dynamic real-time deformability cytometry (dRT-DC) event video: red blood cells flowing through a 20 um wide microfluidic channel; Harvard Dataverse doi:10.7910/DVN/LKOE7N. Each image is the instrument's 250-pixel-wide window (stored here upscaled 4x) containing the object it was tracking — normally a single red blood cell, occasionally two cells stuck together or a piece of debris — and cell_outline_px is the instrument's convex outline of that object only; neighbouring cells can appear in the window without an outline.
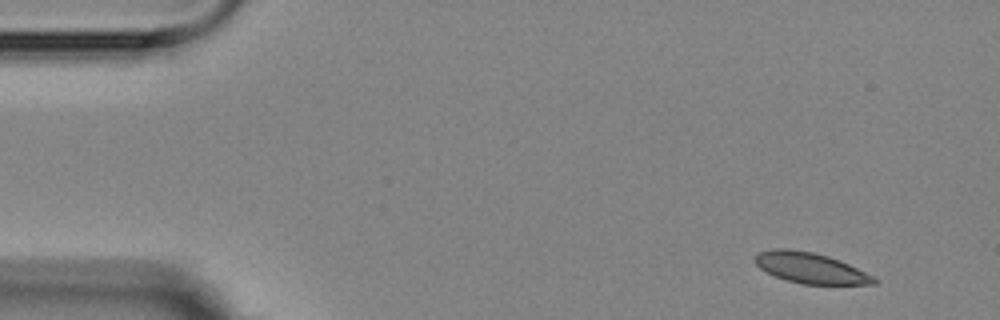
{"species": "Egyptian fruit bat (a non-hibernating species)", "species_latin": "Rousettus aegyptiacus", "temperature_condition": "room temperature", "stored_images_in_passage": 4, "camera_frame_rate_fps": 3000, "um_per_image_px": 0.085, "animal": {"sex": "female"}, "frame": {"image": 1, "passage_image": 1, "time_ms": 0.0, "image_size_px": [1000, 320], "cell_outline_px": [[880, 280], [876, 284], [804, 284], [788, 280], [776, 276], [760, 268], [752, 260], [752, 256], [756, 252], [772, 248], [788, 248], [812, 252], [828, 256], [848, 264]], "centroid_in_image_um": [68.82, 22.75], "position_along_channel_um": 16.2, "area_um2": 21.21}}
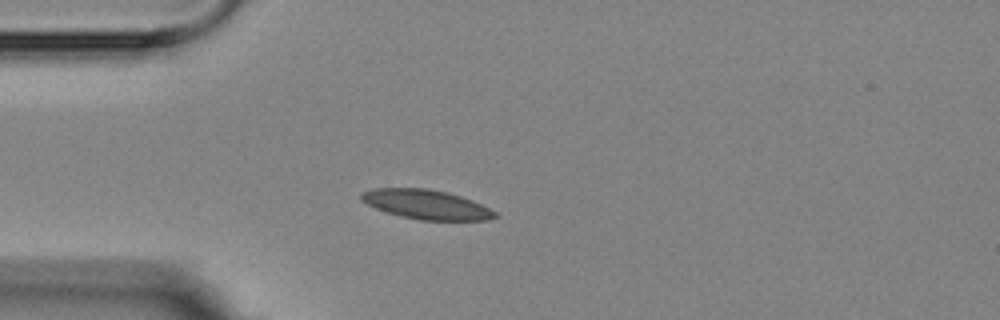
{"frame": {"image": 2, "passage_image": 4, "time_ms": 3.333, "image_size_px": [1000, 320], "cell_outline_px": [[500, 216], [488, 220], [420, 220], [400, 216], [376, 208], [360, 200], [360, 196], [364, 192], [372, 188], [428, 188], [448, 192], [472, 200], [496, 212]], "centroid_in_image_um": [36.25, 17.38], "position_along_channel_um": 48.7, "area_um2": 22.83}}